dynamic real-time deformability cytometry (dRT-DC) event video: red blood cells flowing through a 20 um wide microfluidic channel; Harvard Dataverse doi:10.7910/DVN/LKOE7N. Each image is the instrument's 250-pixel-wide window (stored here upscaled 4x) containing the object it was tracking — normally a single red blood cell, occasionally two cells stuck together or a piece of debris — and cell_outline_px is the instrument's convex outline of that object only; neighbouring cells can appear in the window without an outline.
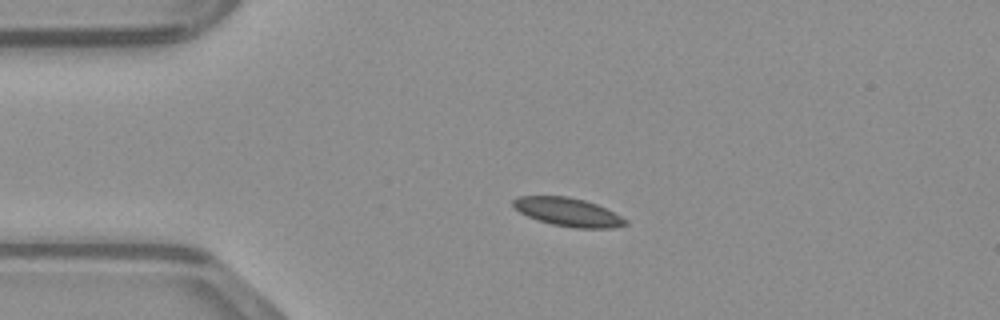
{"species": "common noctule bat (a hibernating species)", "species_latin": "Nyctalus noctula", "temperature_condition": "warm", "stored_images_in_passage": 39, "camera_frame_rate_fps": 3000, "um_per_image_px": 0.085, "animal": {"sex": "male", "body_mass_g": 23.1, "forearm_length_mm": 52.7}, "frame": {"image": 1, "passage_image": 1, "time_ms": 0.0, "image_size_px": [1000, 320], "cell_outline_px": [[628, 224], [612, 228], [572, 228], [552, 224], [528, 216], [520, 212], [512, 204], [512, 200], [516, 196], [568, 196], [584, 200], [596, 204], [628, 220]], "centroid_in_image_um": [48.27, 18.02], "position_along_channel_um": 36.7, "area_um2": 18.44}}
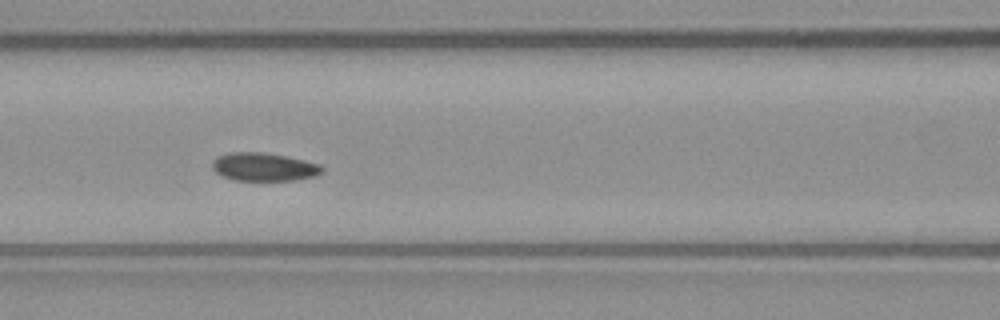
{"frame": {"image": 2, "passage_image": 11, "time_ms": 3.333, "image_size_px": [1000, 320], "cell_outline_px": [[324, 172], [316, 176], [296, 180], [236, 180], [224, 176], [216, 172], [212, 168], [212, 160], [216, 156], [232, 152], [260, 152], [288, 156], [320, 164], [324, 168]], "centroid_in_image_um": [22.46, 14.18], "position_along_channel_um": 144.1, "area_um2": 18.15}}
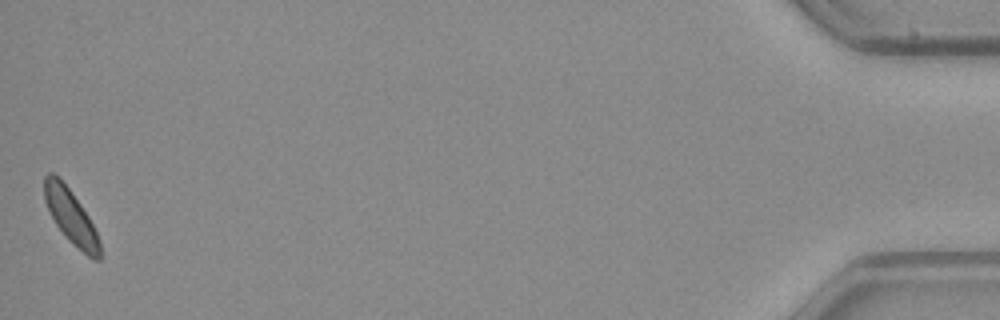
{"frame": {"image": 3, "passage_image": 39, "time_ms": 12.667, "image_size_px": [1000, 320], "cell_outline_px": [[100, 260], [96, 260], [88, 256], [72, 244], [64, 236], [56, 224], [44, 200], [44, 176], [48, 172], [52, 172], [60, 176], [80, 204], [88, 216], [100, 240]], "centroid_in_image_um": [6.0, 18.38], "position_along_channel_um": 429.2, "area_um2": 17.46}}